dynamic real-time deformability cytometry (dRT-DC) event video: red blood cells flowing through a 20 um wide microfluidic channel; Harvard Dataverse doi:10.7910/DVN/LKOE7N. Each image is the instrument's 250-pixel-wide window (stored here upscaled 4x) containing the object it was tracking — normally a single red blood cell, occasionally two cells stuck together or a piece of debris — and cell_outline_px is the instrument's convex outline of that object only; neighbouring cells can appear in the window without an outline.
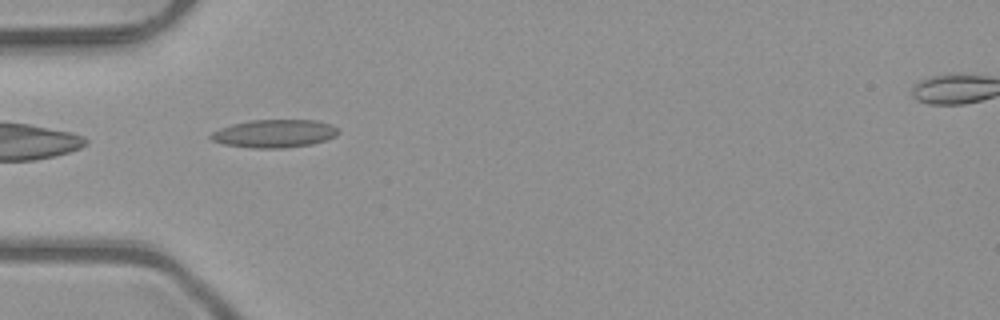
{"species": "common noctule bat (a hibernating species)", "species_latin": "Nyctalus noctula", "temperature_condition": "room temperature", "stored_images_in_passage": 7, "camera_frame_rate_fps": 3000, "um_per_image_px": 0.085, "animal": {"sex": "male", "body_mass_g": 23.1, "forearm_length_mm": 52.7}, "frame": {"image": 1, "passage_image": 5, "time_ms": 1.333, "image_size_px": [1000, 320], "cell_outline_px": [[340, 132], [336, 136], [312, 144], [284, 148], [252, 148], [224, 144], [212, 140], [208, 136], [212, 132], [220, 128], [232, 124], [252, 120], [316, 120], [332, 124], [340, 128]], "centroid_in_image_um": [23.36, 11.35], "position_along_channel_um": 61.6, "area_um2": 20.92}}
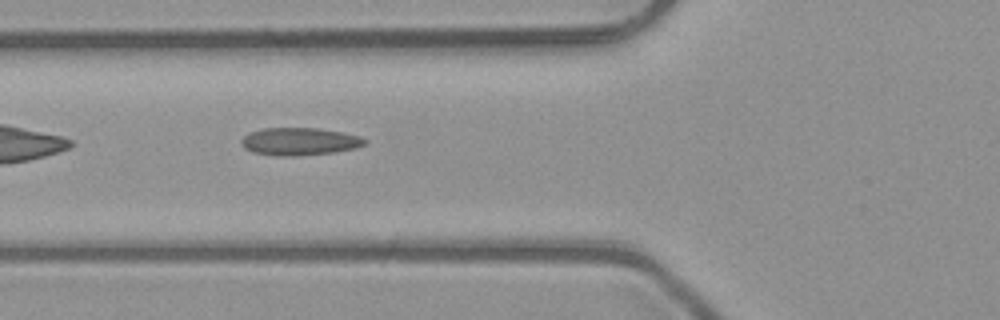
{"frame": {"image": 2, "passage_image": 6, "time_ms": 1.667, "image_size_px": [1000, 320], "cell_outline_px": [[368, 140], [364, 144], [356, 148], [336, 152], [296, 156], [276, 156], [252, 152], [244, 148], [240, 144], [240, 140], [244, 136], [252, 132], [264, 128], [316, 128], [340, 132], [360, 136]], "centroid_in_image_um": [25.44, 12.04], "position_along_channel_um": 100.4, "area_um2": 19.88}}
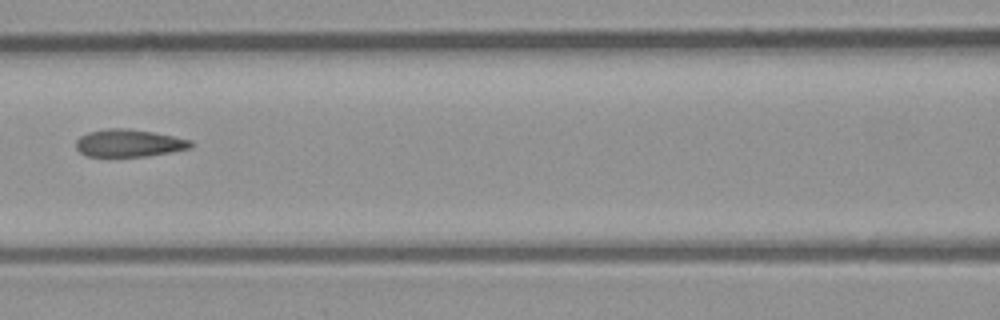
{"frame": {"image": 3, "passage_image": 7, "time_ms": 2.0, "image_size_px": [1000, 320], "cell_outline_px": [[192, 148], [148, 156], [88, 156], [80, 152], [76, 148], [76, 140], [80, 136], [88, 132], [108, 128], [128, 128], [152, 132], [192, 140]], "centroid_in_image_um": [10.96, 12.16], "position_along_channel_um": 155.6, "area_um2": 18.32}}